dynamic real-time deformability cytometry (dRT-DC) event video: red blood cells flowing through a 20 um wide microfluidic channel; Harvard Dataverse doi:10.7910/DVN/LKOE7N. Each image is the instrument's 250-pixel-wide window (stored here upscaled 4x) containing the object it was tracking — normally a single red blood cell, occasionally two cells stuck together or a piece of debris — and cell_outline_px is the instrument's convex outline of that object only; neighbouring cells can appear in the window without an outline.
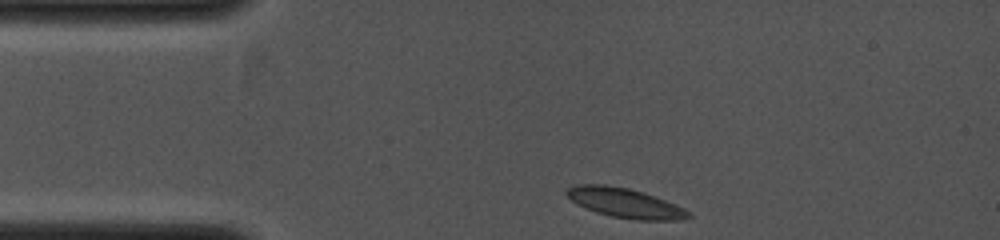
{"species": "common noctule bat (a hibernating species)", "species_latin": "Nyctalus noctula", "temperature_condition": "cold", "stored_images_in_passage": 33, "camera_frame_rate_fps": 4000, "um_per_image_px": 0.085, "animal": {"sex": "female", "body_mass_g": 19.0, "forearm_length_mm": 53.3}, "frame": {"image": 1, "passage_image": 1, "time_ms": 0.0, "image_size_px": [1000, 240], "cell_outline_px": [[692, 216], [680, 220], [632, 220], [612, 216], [596, 212], [572, 200], [564, 192], [568, 188], [576, 184], [604, 184], [628, 188], [644, 192], [676, 204], [692, 212]], "centroid_in_image_um": [53.18, 17.25], "position_along_channel_um": 31.8, "area_um2": 20.98}}
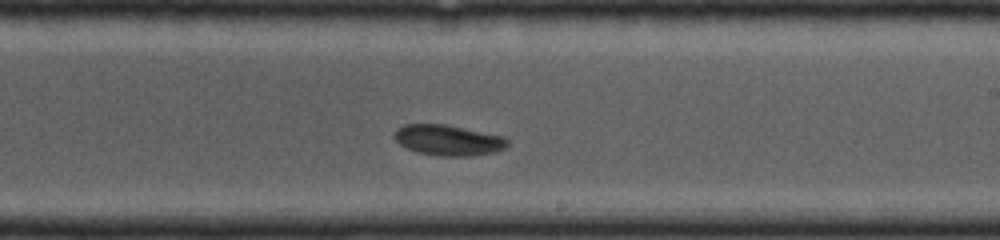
{"frame": {"image": 2, "passage_image": 19, "time_ms": 4.5, "image_size_px": [1000, 240], "cell_outline_px": [[508, 144], [504, 148], [496, 152], [472, 156], [440, 156], [420, 152], [408, 148], [400, 144], [396, 140], [396, 128], [404, 124], [444, 124], [504, 136], [508, 140]], "centroid_in_image_um": [38.14, 11.91], "position_along_channel_um": 250.9, "area_um2": 20.0}}
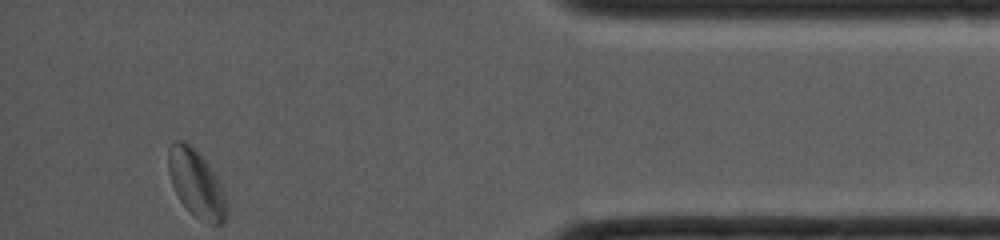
{"frame": {"image": 3, "passage_image": 33, "time_ms": 8.0, "image_size_px": [1000, 240], "cell_outline_px": [[228, 216], [224, 224], [212, 224], [196, 216], [180, 200], [172, 184], [168, 172], [168, 148], [176, 140], [184, 140], [212, 168], [228, 200]], "centroid_in_image_um": [16.72, 15.63], "position_along_channel_um": 418.5, "area_um2": 22.66}}